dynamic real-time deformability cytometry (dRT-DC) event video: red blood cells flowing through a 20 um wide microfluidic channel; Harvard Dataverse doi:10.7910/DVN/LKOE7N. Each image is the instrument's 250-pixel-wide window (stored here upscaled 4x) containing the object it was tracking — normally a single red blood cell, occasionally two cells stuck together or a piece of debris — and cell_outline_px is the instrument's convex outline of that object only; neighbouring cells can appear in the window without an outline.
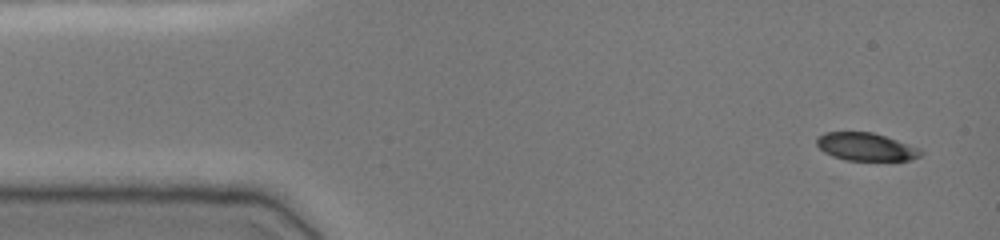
{"species": "common noctule bat (a hibernating species)", "species_latin": "Nyctalus noctula", "temperature_condition": "cold", "stored_images_in_passage": 48, "camera_frame_rate_fps": 3000, "um_per_image_px": 0.085, "animal": {"sex": "female", "body_mass_g": 19.0, "forearm_length_mm": 51.5}, "frame": {"image": 1, "passage_image": 1, "time_ms": 0.0, "image_size_px": [1000, 240], "cell_outline_px": [[924, 152], [920, 156], [908, 160], [844, 160], [832, 156], [824, 152], [816, 144], [816, 136], [824, 132], [872, 132], [920, 148]], "centroid_in_image_um": [73.56, 12.47], "position_along_channel_um": 11.4, "area_um2": 16.88}}
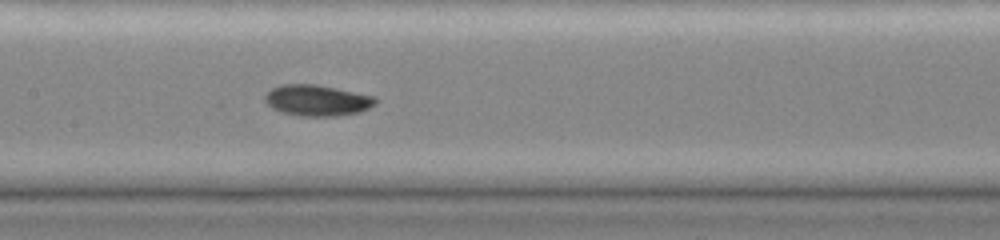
{"frame": {"image": 2, "passage_image": 22, "time_ms": 7.0, "image_size_px": [1000, 240], "cell_outline_px": [[376, 104], [360, 112], [336, 116], [300, 116], [284, 112], [272, 108], [264, 100], [264, 96], [272, 88], [280, 84], [316, 84], [376, 96]], "centroid_in_image_um": [26.97, 8.52], "position_along_channel_um": 180.4, "area_um2": 20.0}}
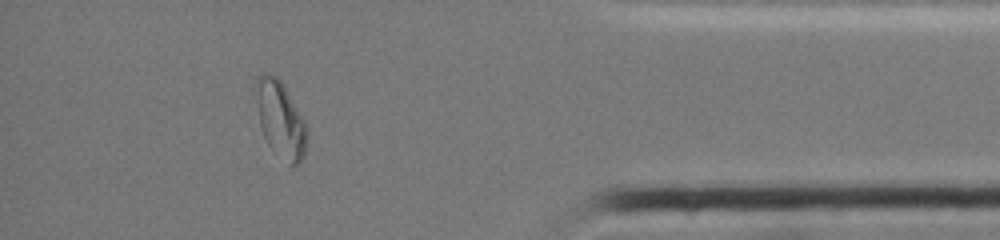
{"frame": {"image": 3, "passage_image": 42, "time_ms": 13.667, "image_size_px": [1000, 240], "cell_outline_px": [[308, 136], [304, 156], [300, 164], [288, 164], [268, 144], [264, 136], [260, 124], [252, 88], [252, 84], [256, 76], [260, 72], [268, 72], [276, 76], [280, 80], [304, 120], [308, 128]], "centroid_in_image_um": [23.79, 10.08], "position_along_channel_um": 411.4, "area_um2": 23.18}, "authors_computed_cell_mechanics": {"area_um2": 19.5075, "velocity_mm_per_s": 3.8329, "shape_relaxation_time_tau1_ms": 8.3111, "shape_relaxation_time_tau2_ms": 6.5837, "deformation_change_tau1": 0.1977, "deformation_change_tau2": 0.0834}}